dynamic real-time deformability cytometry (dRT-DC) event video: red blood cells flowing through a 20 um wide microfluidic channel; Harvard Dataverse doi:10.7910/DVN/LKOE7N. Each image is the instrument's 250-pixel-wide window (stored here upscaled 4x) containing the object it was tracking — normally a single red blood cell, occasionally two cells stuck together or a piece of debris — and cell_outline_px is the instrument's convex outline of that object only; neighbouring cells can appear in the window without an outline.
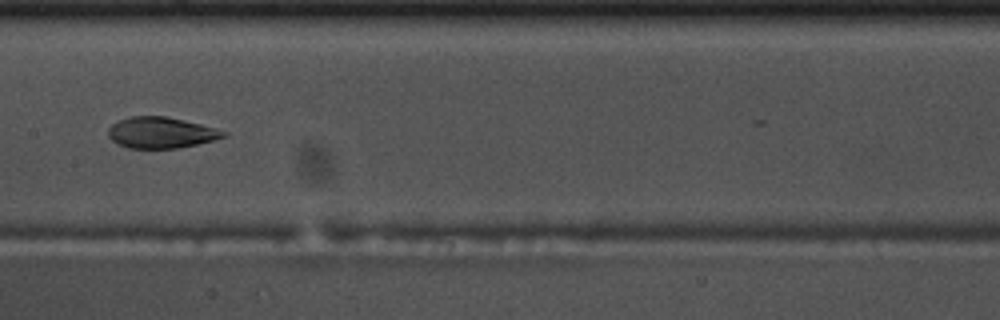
{"species": "common noctule bat (a hibernating species)", "species_latin": "Nyctalus noctula", "temperature_condition": "warm", "stored_images_in_passage": 15, "segment_of_instrument_passage": [1, 2], "camera_frame_rate_fps": 3000, "um_per_image_px": 0.085, "animal": {"sex": "male", "body_mass_g": 17.5, "forearm_length_mm": 52.3}, "frame": {"image": 1, "passage_image": 7, "time_ms": 2.0, "image_size_px": [1000, 320], "cell_outline_px": [[228, 136], [196, 144], [176, 148], [128, 148], [112, 140], [108, 136], [108, 128], [112, 124], [120, 120], [132, 116], [168, 116], [216, 128], [228, 132]], "centroid_in_image_um": [13.7, 11.26], "position_along_channel_um": 193.7, "area_um2": 20.75}}
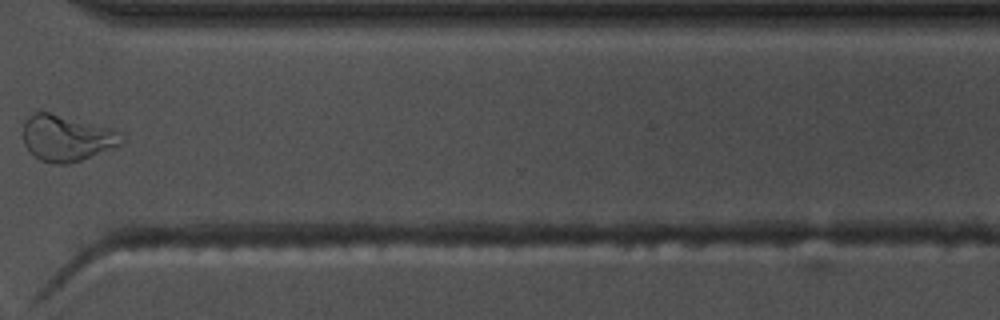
{"frame": {"image": 2, "passage_image": 11, "time_ms": 3.333, "image_size_px": [1000, 320], "cell_outline_px": [[124, 140], [120, 144], [80, 160], [64, 164], [52, 164], [40, 160], [24, 144], [24, 124], [28, 116], [36, 112], [48, 112], [112, 128], [120, 132], [124, 136]], "centroid_in_image_um": [5.67, 11.73], "position_along_channel_um": 364.9, "area_um2": 25.95}}
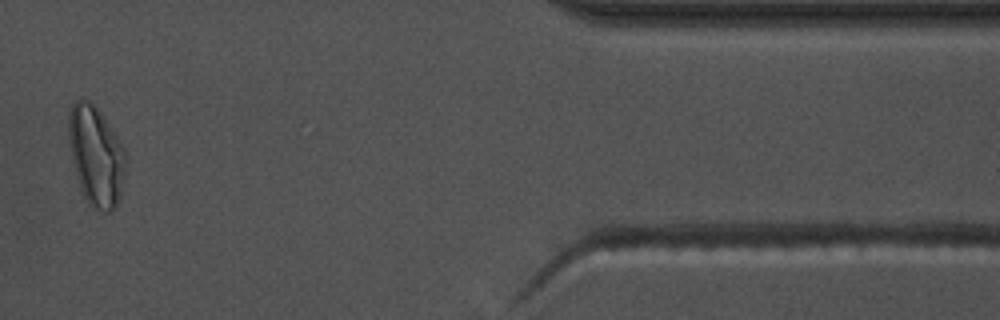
{"frame": {"image": 3, "passage_image": 13, "time_ms": 4.0, "image_size_px": [1000, 320], "cell_outline_px": [[124, 176], [116, 208], [112, 212], [104, 212], [88, 204], [80, 188], [72, 160], [68, 144], [68, 112], [72, 104], [80, 96], [84, 96], [100, 112], [120, 140], [124, 148]], "centroid_in_image_um": [8.12, 13.21], "position_along_channel_um": 403.3, "area_um2": 33.18}}